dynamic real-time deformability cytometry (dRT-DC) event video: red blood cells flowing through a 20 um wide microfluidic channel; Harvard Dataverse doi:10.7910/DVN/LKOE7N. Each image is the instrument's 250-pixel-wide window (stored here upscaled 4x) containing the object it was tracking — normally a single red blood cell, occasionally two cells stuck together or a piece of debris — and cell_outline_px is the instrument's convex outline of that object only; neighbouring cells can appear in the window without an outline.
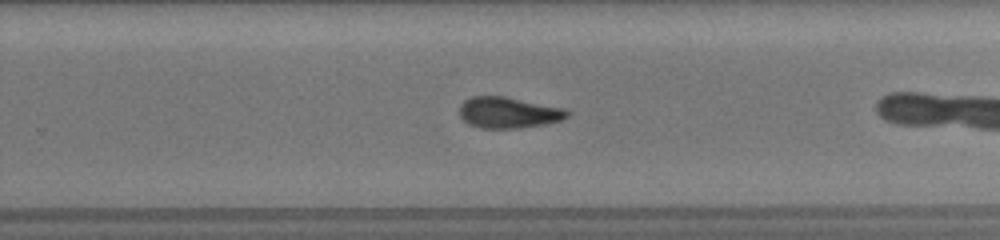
{"species": "common noctule bat (a hibernating species)", "species_latin": "Nyctalus noctula", "temperature_condition": "room temperature", "stored_images_in_passage": 24, "camera_frame_rate_fps": 3000, "um_per_image_px": 0.085, "animal": {"sex": "female", "body_mass_g": 19.5, "forearm_length_mm": 54.1}, "frame": {"image": 1, "passage_image": 22, "time_ms": 10.333, "image_size_px": [1000, 240], "cell_outline_px": [[568, 116], [560, 120], [544, 124], [516, 128], [480, 128], [468, 124], [460, 116], [460, 104], [464, 100], [472, 96], [504, 96], [564, 108], [568, 112]], "centroid_in_image_um": [43.17, 9.56], "position_along_channel_um": 286.6, "area_um2": 19.36}}